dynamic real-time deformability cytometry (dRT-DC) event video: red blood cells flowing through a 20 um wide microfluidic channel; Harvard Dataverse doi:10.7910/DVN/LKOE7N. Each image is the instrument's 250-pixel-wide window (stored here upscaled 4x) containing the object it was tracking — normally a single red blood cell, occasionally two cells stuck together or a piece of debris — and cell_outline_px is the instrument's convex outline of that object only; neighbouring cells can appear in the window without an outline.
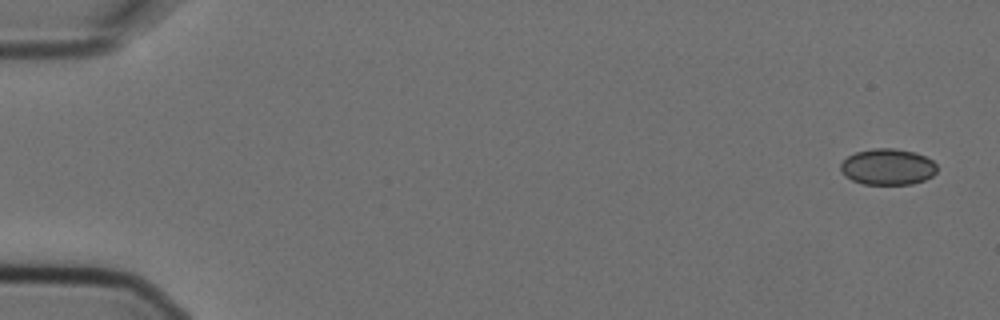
{"species": "Egyptian fruit bat (a non-hibernating species)", "species_latin": "Rousettus aegyptiacus", "temperature_condition": "cold", "stored_images_in_passage": 14, "camera_frame_rate_fps": 3000, "um_per_image_px": 0.085, "animal": {"sex": "female"}, "frame": {"image": 1, "passage_image": 1, "time_ms": 0.0, "image_size_px": [1000, 320], "cell_outline_px": [[936, 172], [932, 176], [924, 180], [912, 184], [864, 184], [852, 180], [840, 172], [840, 164], [848, 156], [856, 152], [872, 148], [892, 148], [916, 152], [932, 160], [936, 164]], "centroid_in_image_um": [75.45, 14.18], "position_along_channel_um": 9.6, "area_um2": 20.35}}
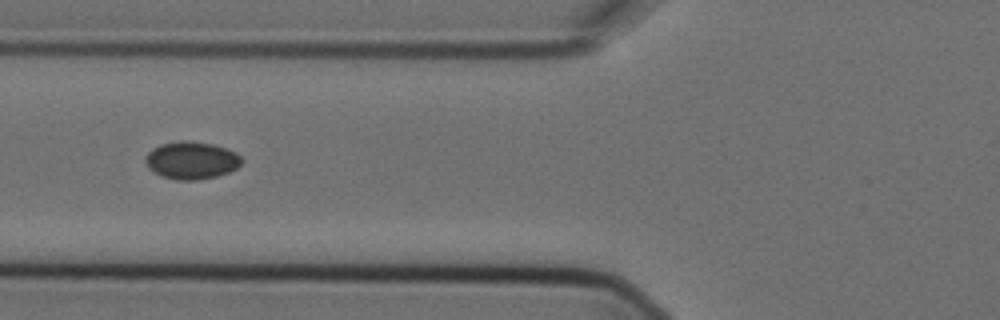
{"frame": {"image": 2, "passage_image": 6, "time_ms": 1.667, "image_size_px": [1000, 320], "cell_outline_px": [[244, 160], [236, 168], [228, 172], [216, 176], [196, 180], [176, 180], [160, 176], [152, 172], [148, 168], [144, 160], [144, 156], [152, 148], [160, 144], [184, 140], [212, 144], [236, 152]], "centroid_in_image_um": [16.23, 13.63], "position_along_channel_um": 109.6, "area_um2": 21.15}}
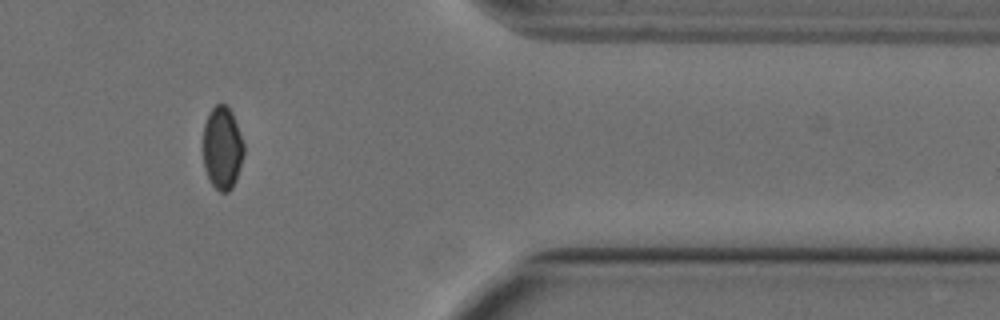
{"frame": {"image": 3, "passage_image": 13, "time_ms": 4.0, "image_size_px": [1000, 320], "cell_outline_px": [[244, 152], [236, 180], [232, 188], [228, 192], [220, 192], [212, 184], [204, 168], [204, 124], [208, 112], [216, 104], [224, 104], [232, 112], [244, 144]], "centroid_in_image_um": [18.9, 12.57], "position_along_channel_um": 392.5, "area_um2": 19.54}}